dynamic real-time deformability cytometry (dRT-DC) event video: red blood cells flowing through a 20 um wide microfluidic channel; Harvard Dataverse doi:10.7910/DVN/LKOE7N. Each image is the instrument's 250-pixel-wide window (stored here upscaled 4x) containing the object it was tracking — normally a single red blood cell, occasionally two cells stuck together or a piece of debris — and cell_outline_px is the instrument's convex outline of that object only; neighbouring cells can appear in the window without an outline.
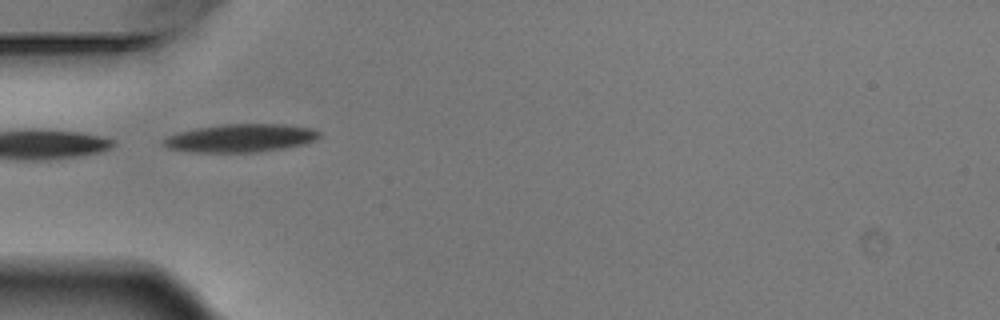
{"species": "Egyptian fruit bat (a non-hibernating species)", "species_latin": "Rousettus aegyptiacus", "temperature_condition": "warm", "stored_images_in_passage": 8, "camera_frame_rate_fps": 3000, "um_per_image_px": 0.085, "animal": {"sex": "male"}, "frame": {"image": 1, "passage_image": 5, "time_ms": 1.333, "image_size_px": [1000, 320], "cell_outline_px": [[320, 136], [316, 140], [308, 144], [284, 148], [256, 152], [196, 152], [168, 148], [160, 144], [160, 140], [176, 132], [196, 128], [224, 124], [284, 124], [316, 128], [320, 132]], "centroid_in_image_um": [20.48, 11.73], "position_along_channel_um": 64.5, "area_um2": 25.89}}
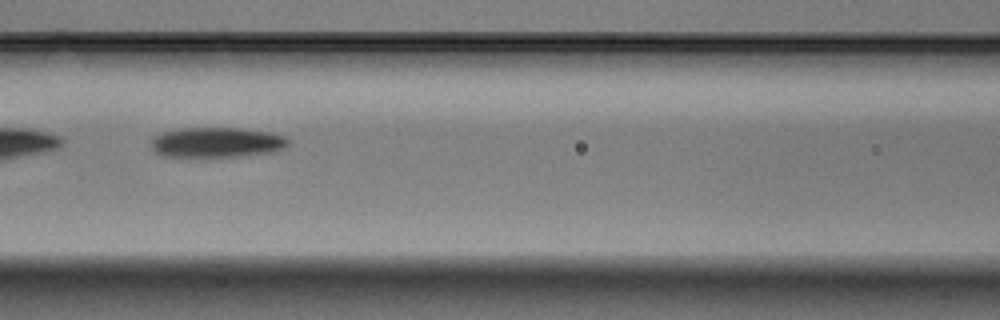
{"frame": {"image": 2, "passage_image": 7, "time_ms": 2.0, "image_size_px": [1000, 320], "cell_outline_px": [[288, 144], [284, 148], [272, 152], [240, 156], [164, 156], [156, 152], [152, 148], [152, 136], [176, 128], [236, 128], [268, 132], [284, 136], [288, 140]], "centroid_in_image_um": [18.4, 12.09], "position_along_channel_um": 148.2, "area_um2": 23.81}}
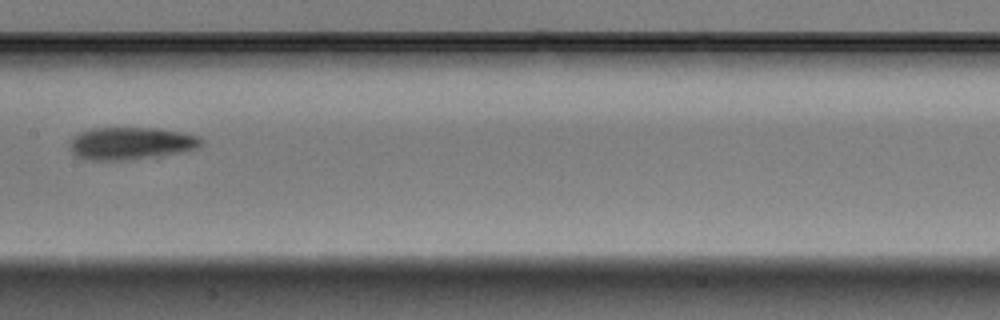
{"frame": {"image": 3, "passage_image": 8, "time_ms": 2.333, "image_size_px": [1000, 320], "cell_outline_px": [[204, 144], [196, 148], [180, 152], [120, 160], [92, 160], [76, 156], [72, 152], [72, 136], [80, 132], [92, 128], [160, 128], [184, 132], [200, 136], [204, 140]], "centroid_in_image_um": [11.17, 12.16], "position_along_channel_um": 196.2, "area_um2": 24.57}}